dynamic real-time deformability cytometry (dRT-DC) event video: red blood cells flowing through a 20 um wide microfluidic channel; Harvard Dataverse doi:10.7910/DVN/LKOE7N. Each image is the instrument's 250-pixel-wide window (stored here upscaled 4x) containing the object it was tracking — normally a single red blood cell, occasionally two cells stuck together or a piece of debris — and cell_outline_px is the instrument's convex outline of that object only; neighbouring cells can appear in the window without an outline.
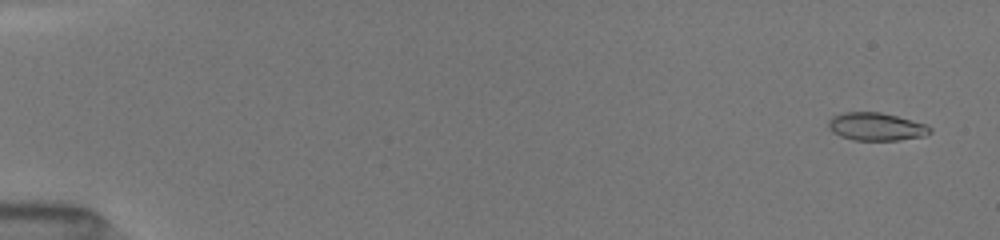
{"species": "common noctule bat (a hibernating species)", "species_latin": "Nyctalus noctula", "temperature_condition": "room temperature", "stored_images_in_passage": 52, "camera_frame_rate_fps": 3000, "um_per_image_px": 0.085, "animal": {"sex": "female", "body_mass_g": 19.5, "forearm_length_mm": 54.1}, "frame": {"image": 1, "passage_image": 3, "time_ms": 0.667, "image_size_px": [1000, 240], "cell_outline_px": [[932, 132], [924, 136], [900, 140], [852, 140], [840, 136], [832, 132], [828, 128], [828, 120], [832, 116], [844, 112], [880, 112], [896, 116], [924, 124], [932, 128]], "centroid_in_image_um": [74.44, 10.77], "position_along_channel_um": 10.6, "area_um2": 16.53}}
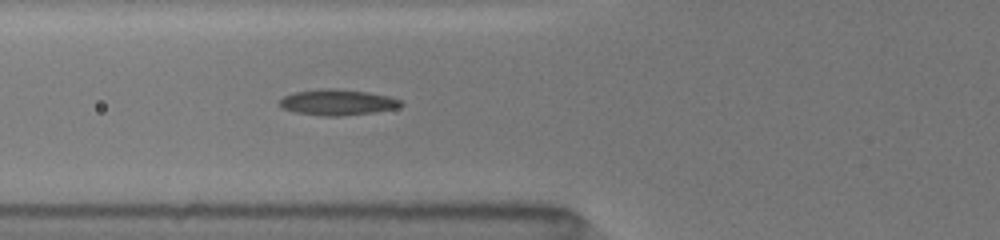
{"frame": {"image": 2, "passage_image": 27, "time_ms": 6.667, "image_size_px": [1000, 240], "cell_outline_px": [[404, 104], [396, 108], [376, 112], [340, 116], [320, 116], [296, 112], [280, 108], [276, 104], [284, 96], [296, 92], [324, 88], [332, 88], [368, 92], [388, 96], [400, 100]], "centroid_in_image_um": [28.65, 8.7], "position_along_channel_um": 97.1, "area_um2": 18.32}}
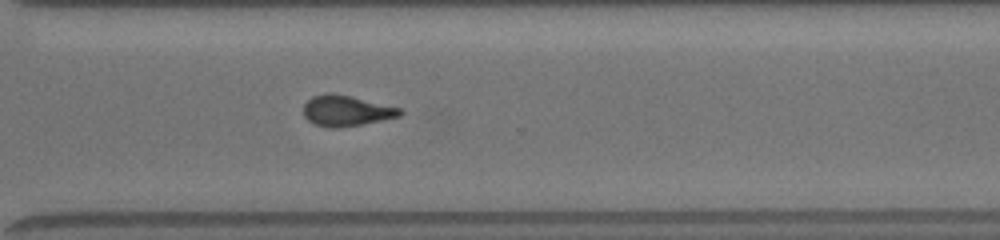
{"frame": {"image": 3, "passage_image": 51, "time_ms": 12.667, "image_size_px": [1000, 240], "cell_outline_px": [[404, 112], [400, 116], [340, 128], [328, 128], [316, 124], [308, 120], [304, 116], [304, 104], [312, 96], [324, 92], [332, 92], [352, 96], [400, 108]], "centroid_in_image_um": [29.4, 9.39], "position_along_channel_um": 341.2, "area_um2": 17.28}}